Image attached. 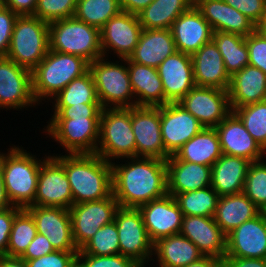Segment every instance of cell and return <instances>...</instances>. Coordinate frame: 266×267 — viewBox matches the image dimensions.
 I'll use <instances>...</instances> for the list:
<instances>
[{
	"instance_id": "cell-58",
	"label": "cell",
	"mask_w": 266,
	"mask_h": 267,
	"mask_svg": "<svg viewBox=\"0 0 266 267\" xmlns=\"http://www.w3.org/2000/svg\"><path fill=\"white\" fill-rule=\"evenodd\" d=\"M11 206L12 205L7 197L3 182L2 167H1V152H0V210L7 209Z\"/></svg>"
},
{
	"instance_id": "cell-50",
	"label": "cell",
	"mask_w": 266,
	"mask_h": 267,
	"mask_svg": "<svg viewBox=\"0 0 266 267\" xmlns=\"http://www.w3.org/2000/svg\"><path fill=\"white\" fill-rule=\"evenodd\" d=\"M17 14L0 2V57H6Z\"/></svg>"
},
{
	"instance_id": "cell-6",
	"label": "cell",
	"mask_w": 266,
	"mask_h": 267,
	"mask_svg": "<svg viewBox=\"0 0 266 267\" xmlns=\"http://www.w3.org/2000/svg\"><path fill=\"white\" fill-rule=\"evenodd\" d=\"M49 50V23L33 15L18 16L6 57L32 71Z\"/></svg>"
},
{
	"instance_id": "cell-14",
	"label": "cell",
	"mask_w": 266,
	"mask_h": 267,
	"mask_svg": "<svg viewBox=\"0 0 266 267\" xmlns=\"http://www.w3.org/2000/svg\"><path fill=\"white\" fill-rule=\"evenodd\" d=\"M34 205L64 209H70L73 205L71 186L64 166L54 155L48 156L41 164Z\"/></svg>"
},
{
	"instance_id": "cell-39",
	"label": "cell",
	"mask_w": 266,
	"mask_h": 267,
	"mask_svg": "<svg viewBox=\"0 0 266 267\" xmlns=\"http://www.w3.org/2000/svg\"><path fill=\"white\" fill-rule=\"evenodd\" d=\"M121 11L120 0H78L74 17L101 29L109 19Z\"/></svg>"
},
{
	"instance_id": "cell-35",
	"label": "cell",
	"mask_w": 266,
	"mask_h": 267,
	"mask_svg": "<svg viewBox=\"0 0 266 267\" xmlns=\"http://www.w3.org/2000/svg\"><path fill=\"white\" fill-rule=\"evenodd\" d=\"M194 5V0H154L137 16L143 29H171L173 22Z\"/></svg>"
},
{
	"instance_id": "cell-57",
	"label": "cell",
	"mask_w": 266,
	"mask_h": 267,
	"mask_svg": "<svg viewBox=\"0 0 266 267\" xmlns=\"http://www.w3.org/2000/svg\"><path fill=\"white\" fill-rule=\"evenodd\" d=\"M0 267H28L27 262L20 257L0 256Z\"/></svg>"
},
{
	"instance_id": "cell-24",
	"label": "cell",
	"mask_w": 266,
	"mask_h": 267,
	"mask_svg": "<svg viewBox=\"0 0 266 267\" xmlns=\"http://www.w3.org/2000/svg\"><path fill=\"white\" fill-rule=\"evenodd\" d=\"M176 50L192 55L212 40L213 30L201 12L193 5L172 24Z\"/></svg>"
},
{
	"instance_id": "cell-12",
	"label": "cell",
	"mask_w": 266,
	"mask_h": 267,
	"mask_svg": "<svg viewBox=\"0 0 266 267\" xmlns=\"http://www.w3.org/2000/svg\"><path fill=\"white\" fill-rule=\"evenodd\" d=\"M131 124L136 143V157L158 158L166 161L161 135L160 106L131 107Z\"/></svg>"
},
{
	"instance_id": "cell-45",
	"label": "cell",
	"mask_w": 266,
	"mask_h": 267,
	"mask_svg": "<svg viewBox=\"0 0 266 267\" xmlns=\"http://www.w3.org/2000/svg\"><path fill=\"white\" fill-rule=\"evenodd\" d=\"M77 267H142L135 260L121 254L95 256L77 254Z\"/></svg>"
},
{
	"instance_id": "cell-25",
	"label": "cell",
	"mask_w": 266,
	"mask_h": 267,
	"mask_svg": "<svg viewBox=\"0 0 266 267\" xmlns=\"http://www.w3.org/2000/svg\"><path fill=\"white\" fill-rule=\"evenodd\" d=\"M195 7L208 21L213 32L221 31L247 37L257 26L223 0H194Z\"/></svg>"
},
{
	"instance_id": "cell-32",
	"label": "cell",
	"mask_w": 266,
	"mask_h": 267,
	"mask_svg": "<svg viewBox=\"0 0 266 267\" xmlns=\"http://www.w3.org/2000/svg\"><path fill=\"white\" fill-rule=\"evenodd\" d=\"M159 267H186L204 255L188 238L179 234L161 238L153 244Z\"/></svg>"
},
{
	"instance_id": "cell-1",
	"label": "cell",
	"mask_w": 266,
	"mask_h": 267,
	"mask_svg": "<svg viewBox=\"0 0 266 267\" xmlns=\"http://www.w3.org/2000/svg\"><path fill=\"white\" fill-rule=\"evenodd\" d=\"M125 164L111 163L112 194L119 207L139 208L167 192V164L158 158L131 157Z\"/></svg>"
},
{
	"instance_id": "cell-51",
	"label": "cell",
	"mask_w": 266,
	"mask_h": 267,
	"mask_svg": "<svg viewBox=\"0 0 266 267\" xmlns=\"http://www.w3.org/2000/svg\"><path fill=\"white\" fill-rule=\"evenodd\" d=\"M22 208L11 206L7 209L0 210V256L6 255L9 236L15 215Z\"/></svg>"
},
{
	"instance_id": "cell-42",
	"label": "cell",
	"mask_w": 266,
	"mask_h": 267,
	"mask_svg": "<svg viewBox=\"0 0 266 267\" xmlns=\"http://www.w3.org/2000/svg\"><path fill=\"white\" fill-rule=\"evenodd\" d=\"M78 254L109 256L120 254L118 231L114 221L102 226Z\"/></svg>"
},
{
	"instance_id": "cell-11",
	"label": "cell",
	"mask_w": 266,
	"mask_h": 267,
	"mask_svg": "<svg viewBox=\"0 0 266 267\" xmlns=\"http://www.w3.org/2000/svg\"><path fill=\"white\" fill-rule=\"evenodd\" d=\"M118 208L119 204L112 193L104 199L74 204L70 207L72 236L78 250L102 226L114 221Z\"/></svg>"
},
{
	"instance_id": "cell-3",
	"label": "cell",
	"mask_w": 266,
	"mask_h": 267,
	"mask_svg": "<svg viewBox=\"0 0 266 267\" xmlns=\"http://www.w3.org/2000/svg\"><path fill=\"white\" fill-rule=\"evenodd\" d=\"M1 153L2 176L7 197L12 206H34L39 170L44 159H38L23 147L12 146ZM42 160V161H41Z\"/></svg>"
},
{
	"instance_id": "cell-53",
	"label": "cell",
	"mask_w": 266,
	"mask_h": 267,
	"mask_svg": "<svg viewBox=\"0 0 266 267\" xmlns=\"http://www.w3.org/2000/svg\"><path fill=\"white\" fill-rule=\"evenodd\" d=\"M0 2L18 16L34 15L38 0H0Z\"/></svg>"
},
{
	"instance_id": "cell-49",
	"label": "cell",
	"mask_w": 266,
	"mask_h": 267,
	"mask_svg": "<svg viewBox=\"0 0 266 267\" xmlns=\"http://www.w3.org/2000/svg\"><path fill=\"white\" fill-rule=\"evenodd\" d=\"M225 3L240 11L256 26L260 24L266 13V0H223Z\"/></svg>"
},
{
	"instance_id": "cell-22",
	"label": "cell",
	"mask_w": 266,
	"mask_h": 267,
	"mask_svg": "<svg viewBox=\"0 0 266 267\" xmlns=\"http://www.w3.org/2000/svg\"><path fill=\"white\" fill-rule=\"evenodd\" d=\"M165 104L179 102L194 86L191 55L176 51L158 66Z\"/></svg>"
},
{
	"instance_id": "cell-15",
	"label": "cell",
	"mask_w": 266,
	"mask_h": 267,
	"mask_svg": "<svg viewBox=\"0 0 266 267\" xmlns=\"http://www.w3.org/2000/svg\"><path fill=\"white\" fill-rule=\"evenodd\" d=\"M31 71L7 57H0V108L35 107Z\"/></svg>"
},
{
	"instance_id": "cell-30",
	"label": "cell",
	"mask_w": 266,
	"mask_h": 267,
	"mask_svg": "<svg viewBox=\"0 0 266 267\" xmlns=\"http://www.w3.org/2000/svg\"><path fill=\"white\" fill-rule=\"evenodd\" d=\"M126 66L136 98L135 106L165 105V95L158 69L131 62L128 58Z\"/></svg>"
},
{
	"instance_id": "cell-40",
	"label": "cell",
	"mask_w": 266,
	"mask_h": 267,
	"mask_svg": "<svg viewBox=\"0 0 266 267\" xmlns=\"http://www.w3.org/2000/svg\"><path fill=\"white\" fill-rule=\"evenodd\" d=\"M37 234V228L32 215L22 208L12 223L6 255L21 257Z\"/></svg>"
},
{
	"instance_id": "cell-43",
	"label": "cell",
	"mask_w": 266,
	"mask_h": 267,
	"mask_svg": "<svg viewBox=\"0 0 266 267\" xmlns=\"http://www.w3.org/2000/svg\"><path fill=\"white\" fill-rule=\"evenodd\" d=\"M243 193L262 211H266V160L249 164Z\"/></svg>"
},
{
	"instance_id": "cell-59",
	"label": "cell",
	"mask_w": 266,
	"mask_h": 267,
	"mask_svg": "<svg viewBox=\"0 0 266 267\" xmlns=\"http://www.w3.org/2000/svg\"><path fill=\"white\" fill-rule=\"evenodd\" d=\"M257 30H259L264 36H266V13L260 24L257 26Z\"/></svg>"
},
{
	"instance_id": "cell-28",
	"label": "cell",
	"mask_w": 266,
	"mask_h": 267,
	"mask_svg": "<svg viewBox=\"0 0 266 267\" xmlns=\"http://www.w3.org/2000/svg\"><path fill=\"white\" fill-rule=\"evenodd\" d=\"M231 111L244 105L266 100V74L247 65L230 77L228 89Z\"/></svg>"
},
{
	"instance_id": "cell-17",
	"label": "cell",
	"mask_w": 266,
	"mask_h": 267,
	"mask_svg": "<svg viewBox=\"0 0 266 267\" xmlns=\"http://www.w3.org/2000/svg\"><path fill=\"white\" fill-rule=\"evenodd\" d=\"M161 135L166 152L172 156L204 126L178 102L160 106Z\"/></svg>"
},
{
	"instance_id": "cell-21",
	"label": "cell",
	"mask_w": 266,
	"mask_h": 267,
	"mask_svg": "<svg viewBox=\"0 0 266 267\" xmlns=\"http://www.w3.org/2000/svg\"><path fill=\"white\" fill-rule=\"evenodd\" d=\"M215 129L219 136L222 154L243 157L250 162H257L266 157L264 156L266 152L233 111Z\"/></svg>"
},
{
	"instance_id": "cell-18",
	"label": "cell",
	"mask_w": 266,
	"mask_h": 267,
	"mask_svg": "<svg viewBox=\"0 0 266 267\" xmlns=\"http://www.w3.org/2000/svg\"><path fill=\"white\" fill-rule=\"evenodd\" d=\"M25 209L32 215L37 233L45 235L55 250L79 251L72 236L69 209L35 205Z\"/></svg>"
},
{
	"instance_id": "cell-2",
	"label": "cell",
	"mask_w": 266,
	"mask_h": 267,
	"mask_svg": "<svg viewBox=\"0 0 266 267\" xmlns=\"http://www.w3.org/2000/svg\"><path fill=\"white\" fill-rule=\"evenodd\" d=\"M64 166L73 205L101 200L112 193V166L96 153L54 155Z\"/></svg>"
},
{
	"instance_id": "cell-54",
	"label": "cell",
	"mask_w": 266,
	"mask_h": 267,
	"mask_svg": "<svg viewBox=\"0 0 266 267\" xmlns=\"http://www.w3.org/2000/svg\"><path fill=\"white\" fill-rule=\"evenodd\" d=\"M222 267H266V259L224 256Z\"/></svg>"
},
{
	"instance_id": "cell-37",
	"label": "cell",
	"mask_w": 266,
	"mask_h": 267,
	"mask_svg": "<svg viewBox=\"0 0 266 267\" xmlns=\"http://www.w3.org/2000/svg\"><path fill=\"white\" fill-rule=\"evenodd\" d=\"M53 107H69L72 105L100 104L94 79L90 70L72 80L62 91L52 98Z\"/></svg>"
},
{
	"instance_id": "cell-7",
	"label": "cell",
	"mask_w": 266,
	"mask_h": 267,
	"mask_svg": "<svg viewBox=\"0 0 266 267\" xmlns=\"http://www.w3.org/2000/svg\"><path fill=\"white\" fill-rule=\"evenodd\" d=\"M50 50L83 57L89 63L103 56L100 29L74 16L49 23Z\"/></svg>"
},
{
	"instance_id": "cell-33",
	"label": "cell",
	"mask_w": 266,
	"mask_h": 267,
	"mask_svg": "<svg viewBox=\"0 0 266 267\" xmlns=\"http://www.w3.org/2000/svg\"><path fill=\"white\" fill-rule=\"evenodd\" d=\"M262 211L242 192L221 196L218 200L215 222L227 235L245 221L258 216Z\"/></svg>"
},
{
	"instance_id": "cell-19",
	"label": "cell",
	"mask_w": 266,
	"mask_h": 267,
	"mask_svg": "<svg viewBox=\"0 0 266 267\" xmlns=\"http://www.w3.org/2000/svg\"><path fill=\"white\" fill-rule=\"evenodd\" d=\"M138 209L153 244L161 238L180 233L183 213L174 196L167 194L141 205Z\"/></svg>"
},
{
	"instance_id": "cell-13",
	"label": "cell",
	"mask_w": 266,
	"mask_h": 267,
	"mask_svg": "<svg viewBox=\"0 0 266 267\" xmlns=\"http://www.w3.org/2000/svg\"><path fill=\"white\" fill-rule=\"evenodd\" d=\"M204 127L215 128L232 111L228 90L194 86L179 102Z\"/></svg>"
},
{
	"instance_id": "cell-5",
	"label": "cell",
	"mask_w": 266,
	"mask_h": 267,
	"mask_svg": "<svg viewBox=\"0 0 266 267\" xmlns=\"http://www.w3.org/2000/svg\"><path fill=\"white\" fill-rule=\"evenodd\" d=\"M96 154L111 163L115 159L136 157L131 107L102 108Z\"/></svg>"
},
{
	"instance_id": "cell-38",
	"label": "cell",
	"mask_w": 266,
	"mask_h": 267,
	"mask_svg": "<svg viewBox=\"0 0 266 267\" xmlns=\"http://www.w3.org/2000/svg\"><path fill=\"white\" fill-rule=\"evenodd\" d=\"M183 216L214 217L220 196L211 187L178 193L174 196Z\"/></svg>"
},
{
	"instance_id": "cell-20",
	"label": "cell",
	"mask_w": 266,
	"mask_h": 267,
	"mask_svg": "<svg viewBox=\"0 0 266 267\" xmlns=\"http://www.w3.org/2000/svg\"><path fill=\"white\" fill-rule=\"evenodd\" d=\"M228 257L266 259V213L245 221L226 235Z\"/></svg>"
},
{
	"instance_id": "cell-34",
	"label": "cell",
	"mask_w": 266,
	"mask_h": 267,
	"mask_svg": "<svg viewBox=\"0 0 266 267\" xmlns=\"http://www.w3.org/2000/svg\"><path fill=\"white\" fill-rule=\"evenodd\" d=\"M174 156L181 161L212 167L222 156L220 140L216 129L204 127L187 141Z\"/></svg>"
},
{
	"instance_id": "cell-46",
	"label": "cell",
	"mask_w": 266,
	"mask_h": 267,
	"mask_svg": "<svg viewBox=\"0 0 266 267\" xmlns=\"http://www.w3.org/2000/svg\"><path fill=\"white\" fill-rule=\"evenodd\" d=\"M78 252L55 250L40 258L25 261L28 267H77Z\"/></svg>"
},
{
	"instance_id": "cell-56",
	"label": "cell",
	"mask_w": 266,
	"mask_h": 267,
	"mask_svg": "<svg viewBox=\"0 0 266 267\" xmlns=\"http://www.w3.org/2000/svg\"><path fill=\"white\" fill-rule=\"evenodd\" d=\"M186 267H222V260L213 256H203Z\"/></svg>"
},
{
	"instance_id": "cell-31",
	"label": "cell",
	"mask_w": 266,
	"mask_h": 267,
	"mask_svg": "<svg viewBox=\"0 0 266 267\" xmlns=\"http://www.w3.org/2000/svg\"><path fill=\"white\" fill-rule=\"evenodd\" d=\"M250 163L243 157L222 154L212 165L211 187L220 197L242 193Z\"/></svg>"
},
{
	"instance_id": "cell-41",
	"label": "cell",
	"mask_w": 266,
	"mask_h": 267,
	"mask_svg": "<svg viewBox=\"0 0 266 267\" xmlns=\"http://www.w3.org/2000/svg\"><path fill=\"white\" fill-rule=\"evenodd\" d=\"M233 112L246 130L266 152V100L235 108Z\"/></svg>"
},
{
	"instance_id": "cell-27",
	"label": "cell",
	"mask_w": 266,
	"mask_h": 267,
	"mask_svg": "<svg viewBox=\"0 0 266 267\" xmlns=\"http://www.w3.org/2000/svg\"><path fill=\"white\" fill-rule=\"evenodd\" d=\"M167 192L175 196L178 193L204 189L211 186L212 167L181 161L174 155L166 160Z\"/></svg>"
},
{
	"instance_id": "cell-44",
	"label": "cell",
	"mask_w": 266,
	"mask_h": 267,
	"mask_svg": "<svg viewBox=\"0 0 266 267\" xmlns=\"http://www.w3.org/2000/svg\"><path fill=\"white\" fill-rule=\"evenodd\" d=\"M77 1L78 0H38L33 16L47 23L73 17Z\"/></svg>"
},
{
	"instance_id": "cell-48",
	"label": "cell",
	"mask_w": 266,
	"mask_h": 267,
	"mask_svg": "<svg viewBox=\"0 0 266 267\" xmlns=\"http://www.w3.org/2000/svg\"><path fill=\"white\" fill-rule=\"evenodd\" d=\"M54 114L51 119H85L100 118L101 104L72 105L69 107H53Z\"/></svg>"
},
{
	"instance_id": "cell-4",
	"label": "cell",
	"mask_w": 266,
	"mask_h": 267,
	"mask_svg": "<svg viewBox=\"0 0 266 267\" xmlns=\"http://www.w3.org/2000/svg\"><path fill=\"white\" fill-rule=\"evenodd\" d=\"M88 70L89 62L83 57L49 50L45 58L31 71L32 91L37 104L45 99L52 100L72 80Z\"/></svg>"
},
{
	"instance_id": "cell-55",
	"label": "cell",
	"mask_w": 266,
	"mask_h": 267,
	"mask_svg": "<svg viewBox=\"0 0 266 267\" xmlns=\"http://www.w3.org/2000/svg\"><path fill=\"white\" fill-rule=\"evenodd\" d=\"M153 1L154 0H120V7L123 12L138 15Z\"/></svg>"
},
{
	"instance_id": "cell-9",
	"label": "cell",
	"mask_w": 266,
	"mask_h": 267,
	"mask_svg": "<svg viewBox=\"0 0 266 267\" xmlns=\"http://www.w3.org/2000/svg\"><path fill=\"white\" fill-rule=\"evenodd\" d=\"M118 231L120 254L145 267L153 258V243L149 239L143 216L138 208L119 207L114 216Z\"/></svg>"
},
{
	"instance_id": "cell-8",
	"label": "cell",
	"mask_w": 266,
	"mask_h": 267,
	"mask_svg": "<svg viewBox=\"0 0 266 267\" xmlns=\"http://www.w3.org/2000/svg\"><path fill=\"white\" fill-rule=\"evenodd\" d=\"M102 56L89 63V70L92 73L98 100L102 108H130L135 106L134 92L130 82L127 67V59L122 64L117 61L110 62ZM110 104V105H109Z\"/></svg>"
},
{
	"instance_id": "cell-26",
	"label": "cell",
	"mask_w": 266,
	"mask_h": 267,
	"mask_svg": "<svg viewBox=\"0 0 266 267\" xmlns=\"http://www.w3.org/2000/svg\"><path fill=\"white\" fill-rule=\"evenodd\" d=\"M196 86L228 90L230 76L224 67L223 57L213 40L191 55Z\"/></svg>"
},
{
	"instance_id": "cell-10",
	"label": "cell",
	"mask_w": 266,
	"mask_h": 267,
	"mask_svg": "<svg viewBox=\"0 0 266 267\" xmlns=\"http://www.w3.org/2000/svg\"><path fill=\"white\" fill-rule=\"evenodd\" d=\"M100 118L50 119L45 134L66 150V154L96 153Z\"/></svg>"
},
{
	"instance_id": "cell-16",
	"label": "cell",
	"mask_w": 266,
	"mask_h": 267,
	"mask_svg": "<svg viewBox=\"0 0 266 267\" xmlns=\"http://www.w3.org/2000/svg\"><path fill=\"white\" fill-rule=\"evenodd\" d=\"M142 31L136 14L121 11L100 29L103 56L106 58L108 53L114 51L113 54L116 53L119 59L129 58L139 42Z\"/></svg>"
},
{
	"instance_id": "cell-52",
	"label": "cell",
	"mask_w": 266,
	"mask_h": 267,
	"mask_svg": "<svg viewBox=\"0 0 266 267\" xmlns=\"http://www.w3.org/2000/svg\"><path fill=\"white\" fill-rule=\"evenodd\" d=\"M55 251L45 235L37 233L25 253L20 257L24 260H33Z\"/></svg>"
},
{
	"instance_id": "cell-47",
	"label": "cell",
	"mask_w": 266,
	"mask_h": 267,
	"mask_svg": "<svg viewBox=\"0 0 266 267\" xmlns=\"http://www.w3.org/2000/svg\"><path fill=\"white\" fill-rule=\"evenodd\" d=\"M249 51V65L259 68L266 74V36L255 30L246 37Z\"/></svg>"
},
{
	"instance_id": "cell-36",
	"label": "cell",
	"mask_w": 266,
	"mask_h": 267,
	"mask_svg": "<svg viewBox=\"0 0 266 267\" xmlns=\"http://www.w3.org/2000/svg\"><path fill=\"white\" fill-rule=\"evenodd\" d=\"M212 40L223 57L225 70L230 77L249 65L246 37L234 33L214 31Z\"/></svg>"
},
{
	"instance_id": "cell-23",
	"label": "cell",
	"mask_w": 266,
	"mask_h": 267,
	"mask_svg": "<svg viewBox=\"0 0 266 267\" xmlns=\"http://www.w3.org/2000/svg\"><path fill=\"white\" fill-rule=\"evenodd\" d=\"M180 234L197 246L204 256L223 260L226 255V234L214 217L183 216Z\"/></svg>"
},
{
	"instance_id": "cell-29",
	"label": "cell",
	"mask_w": 266,
	"mask_h": 267,
	"mask_svg": "<svg viewBox=\"0 0 266 267\" xmlns=\"http://www.w3.org/2000/svg\"><path fill=\"white\" fill-rule=\"evenodd\" d=\"M176 51L171 29H143L139 42L128 59L131 62L158 68Z\"/></svg>"
}]
</instances>
